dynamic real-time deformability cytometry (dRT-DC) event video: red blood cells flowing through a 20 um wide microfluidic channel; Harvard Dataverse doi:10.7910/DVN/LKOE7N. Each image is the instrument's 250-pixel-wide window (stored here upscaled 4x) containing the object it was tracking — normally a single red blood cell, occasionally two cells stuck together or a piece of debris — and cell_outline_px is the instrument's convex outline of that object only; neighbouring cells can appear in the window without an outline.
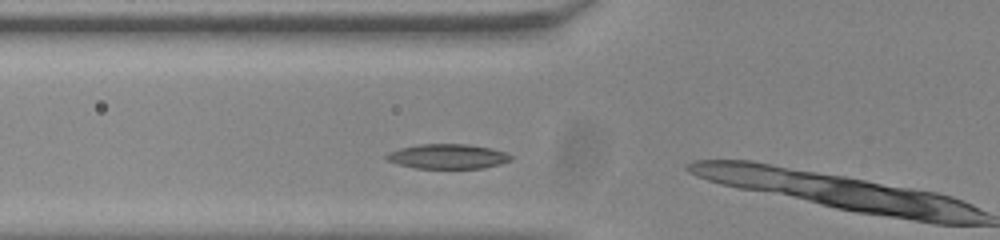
{"species": "common noctule bat (a hibernating species)", "species_latin": "Nyctalus noctula", "temperature_condition": "room temperature", "stored_images_in_passage": 4, "camera_frame_rate_fps": 3000, "um_per_image_px": 0.085, "animal": {"sex": "male", "body_mass_g": 20.0, "forearm_length_mm": 53.3}, "frame": {"image": 1, "passage_image": 3, "time_ms": 0.667, "image_size_px": [1000, 240], "cell_outline_px": [[512, 160], [500, 164], [480, 168], [416, 168], [384, 160], [384, 156], [388, 152], [400, 148], [420, 144], [468, 144], [492, 148], [508, 152], [512, 156]], "centroid_in_image_um": [38.07, 13.28], "position_along_channel_um": 87.7, "area_um2": 18.03}}